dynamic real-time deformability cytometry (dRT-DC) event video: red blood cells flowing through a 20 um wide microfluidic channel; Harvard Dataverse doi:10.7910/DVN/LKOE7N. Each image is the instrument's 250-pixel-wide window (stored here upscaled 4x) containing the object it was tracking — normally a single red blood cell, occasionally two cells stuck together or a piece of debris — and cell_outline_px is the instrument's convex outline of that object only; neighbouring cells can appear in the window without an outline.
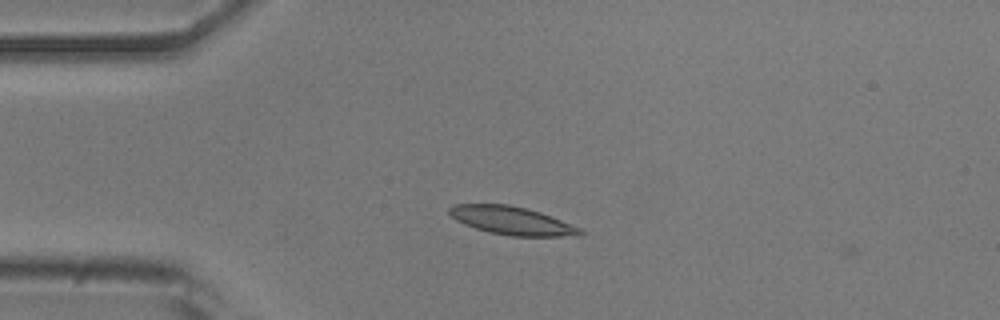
{"species": "common noctule bat (a hibernating species)", "species_latin": "Nyctalus noctula", "temperature_condition": "room temperature", "stored_images_in_passage": 3, "camera_frame_rate_fps": 3000, "um_per_image_px": 0.085, "animal": {"sex": "male", "body_mass_g": 20.5, "forearm_length_mm": 52.5}, "frame": {"image": 1, "passage_image": 2, "time_ms": 0.333, "image_size_px": [1000, 320], "cell_outline_px": [[584, 236], [512, 236], [488, 232], [464, 224], [456, 220], [448, 212], [448, 208], [456, 204], [508, 204], [528, 208], [552, 216], [580, 228], [584, 232]], "centroid_in_image_um": [43.53, 18.75], "position_along_channel_um": 41.5, "area_um2": 21.56}}